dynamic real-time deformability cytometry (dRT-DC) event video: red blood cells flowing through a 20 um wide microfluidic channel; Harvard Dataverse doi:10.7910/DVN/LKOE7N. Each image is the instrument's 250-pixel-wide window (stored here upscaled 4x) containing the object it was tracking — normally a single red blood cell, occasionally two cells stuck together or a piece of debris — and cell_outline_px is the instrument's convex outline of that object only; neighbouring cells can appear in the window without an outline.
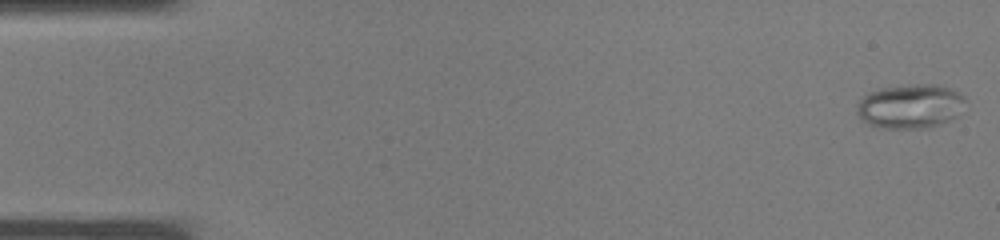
{"species": "common noctule bat (a hibernating species)", "species_latin": "Nyctalus noctula", "temperature_condition": "warm", "stored_images_in_passage": 10, "camera_frame_rate_fps": 3000, "um_per_image_px": 0.085, "animal": {"sex": "male", "body_mass_g": 19.0, "forearm_length_mm": 50.8}, "frame": {"image": 1, "passage_image": 1, "time_ms": 0.0, "image_size_px": [1000, 240], "cell_outline_px": [[968, 100], [956, 116], [940, 124], [928, 128], [884, 128], [868, 124], [860, 120], [856, 112], [856, 104], [868, 92], [880, 88], [916, 84], [936, 84], [952, 88], [960, 92]], "centroid_in_image_um": [77.37, 9.02], "position_along_channel_um": 7.6, "area_um2": 28.32}}